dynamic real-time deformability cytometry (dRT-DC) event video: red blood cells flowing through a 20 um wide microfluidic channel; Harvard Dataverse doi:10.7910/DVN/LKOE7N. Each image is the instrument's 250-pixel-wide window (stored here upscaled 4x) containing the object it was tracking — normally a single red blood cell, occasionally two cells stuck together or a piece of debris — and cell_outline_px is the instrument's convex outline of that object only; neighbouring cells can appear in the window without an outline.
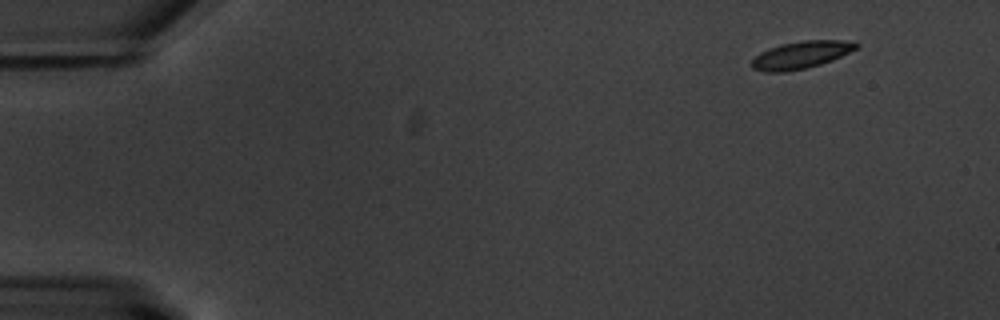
{"species": "common noctule bat (a hibernating species)", "species_latin": "Nyctalus noctula", "temperature_condition": "warm", "stored_images_in_passage": 10, "camera_frame_rate_fps": 3000, "um_per_image_px": 0.085, "animal": {"sex": "male", "body_mass_g": 20.1, "forearm_length_mm": 53.5}, "frame": {"image": 1, "passage_image": 1, "time_ms": 0.0, "image_size_px": [1000, 320], "cell_outline_px": [[860, 44], [856, 48], [832, 60], [820, 64], [804, 68], [784, 72], [764, 72], [752, 68], [752, 60], [760, 52], [768, 48], [780, 44], [804, 40], [856, 40]], "centroid_in_image_um": [68.09, 4.65], "position_along_channel_um": 16.9, "area_um2": 16.65}}
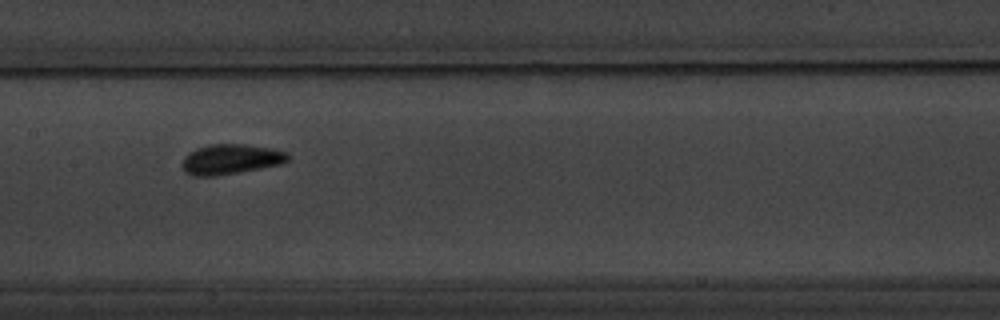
{"frame": {"image": 2, "passage_image": 7, "time_ms": 8.0, "image_size_px": [1000, 320], "cell_outline_px": [[288, 160], [280, 164], [260, 168], [216, 176], [192, 176], [184, 172], [180, 164], [184, 156], [188, 152], [196, 148], [208, 144], [248, 144], [272, 148], [288, 152]], "centroid_in_image_um": [19.55, 13.53], "position_along_channel_um": 187.8, "area_um2": 18.79}}
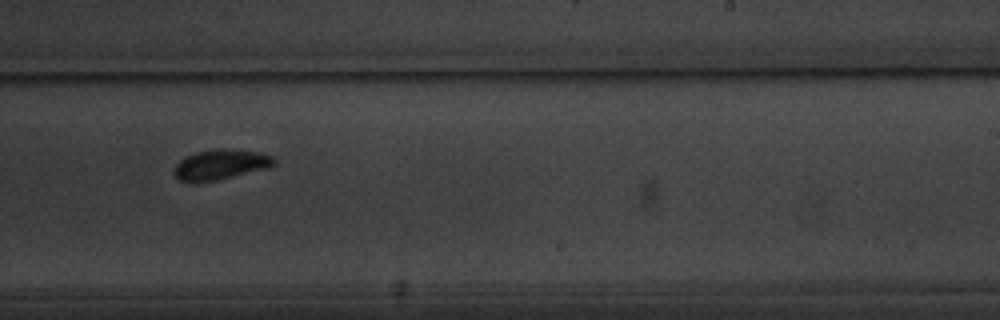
{"frame": {"image": 3, "passage_image": 9, "time_ms": 10.333, "image_size_px": [1000, 320], "cell_outline_px": [[276, 164], [268, 168], [216, 180], [196, 184], [192, 184], [180, 180], [172, 172], [172, 168], [184, 156], [196, 152], [212, 148], [232, 148], [260, 152], [272, 156], [276, 160]], "centroid_in_image_um": [18.71, 13.98], "position_along_channel_um": 270.3, "area_um2": 18.15}}